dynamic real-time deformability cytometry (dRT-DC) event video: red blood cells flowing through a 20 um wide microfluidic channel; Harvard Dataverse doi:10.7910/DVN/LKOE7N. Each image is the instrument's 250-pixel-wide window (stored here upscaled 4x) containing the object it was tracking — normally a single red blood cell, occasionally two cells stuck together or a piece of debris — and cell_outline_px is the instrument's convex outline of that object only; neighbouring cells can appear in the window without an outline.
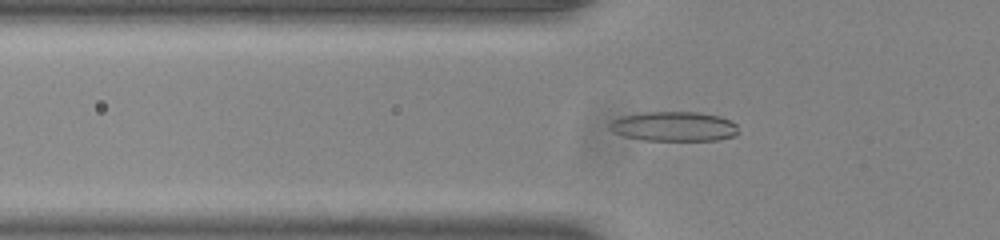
{"species": "common noctule bat (a hibernating species)", "species_latin": "Nyctalus noctula", "temperature_condition": "room temperature", "stored_images_in_passage": 41, "camera_frame_rate_fps": 3000, "um_per_image_px": 0.085, "animal": {"sex": "male", "body_mass_g": 20.0, "forearm_length_mm": 53.3}, "frame": {"image": 1, "passage_image": 6, "time_ms": 1.667, "image_size_px": [1000, 240], "cell_outline_px": [[740, 132], [736, 136], [720, 140], [644, 140], [624, 136], [612, 132], [608, 128], [608, 124], [612, 120], [620, 116], [644, 112], [700, 112], [720, 116], [736, 124]], "centroid_in_image_um": [57.29, 10.75], "position_along_channel_um": 68.5, "area_um2": 22.54}}
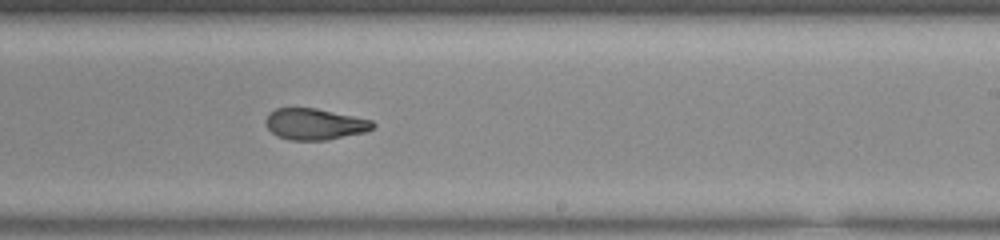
{"frame": {"image": 2, "passage_image": 21, "time_ms": 6.667, "image_size_px": [1000, 240], "cell_outline_px": [[376, 124], [368, 132], [328, 140], [288, 140], [276, 136], [268, 128], [264, 120], [268, 112], [276, 108], [316, 108], [372, 120]], "centroid_in_image_um": [26.74, 10.55], "position_along_channel_um": 262.3, "area_um2": 19.77}}
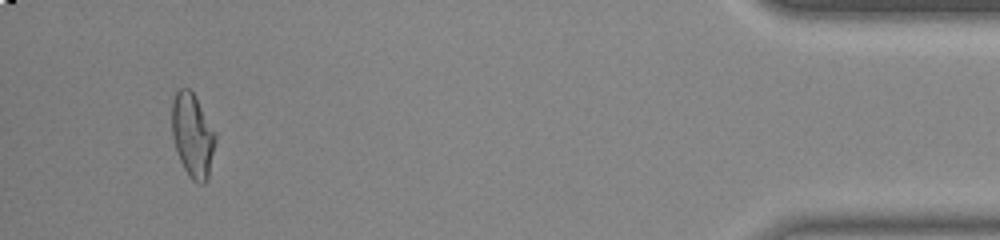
{"frame": {"image": 3, "passage_image": 38, "time_ms": 12.333, "image_size_px": [1000, 240], "cell_outline_px": [[216, 140], [208, 180], [204, 184], [200, 184], [192, 180], [188, 176], [176, 152], [172, 136], [172, 100], [176, 92], [180, 88], [188, 88], [192, 92], [216, 132]], "centroid_in_image_um": [16.37, 11.54], "position_along_channel_um": 418.8, "area_um2": 21.39}, "authors_computed_cell_mechanics": {"area_um2": 20.7502, "velocity_mm_per_s": 3.9099, "shape_relaxation_time_tau1_ms": null, "shape_relaxation_time_tau2_ms": 2.0262, "deformation_change_tau1": null, "deformation_change_tau2": 0.0892}}